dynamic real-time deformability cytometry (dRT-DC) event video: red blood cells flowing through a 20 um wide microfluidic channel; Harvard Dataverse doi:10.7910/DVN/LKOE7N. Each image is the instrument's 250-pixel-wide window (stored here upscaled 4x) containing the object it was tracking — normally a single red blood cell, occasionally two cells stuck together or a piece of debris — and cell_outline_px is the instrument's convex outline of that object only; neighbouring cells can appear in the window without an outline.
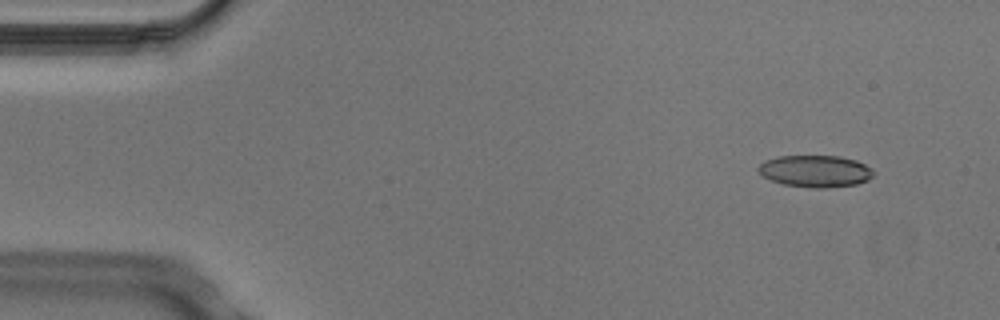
{"species": "Egyptian fruit bat (a non-hibernating species)", "species_latin": "Rousettus aegyptiacus", "temperature_condition": "cold", "stored_images_in_passage": 5, "camera_frame_rate_fps": 3000, "um_per_image_px": 0.085, "animal": {"sex": "male"}, "frame": {"image": 1, "passage_image": 1, "time_ms": 0.0, "image_size_px": [1000, 320], "cell_outline_px": [[872, 176], [868, 180], [856, 184], [824, 188], [812, 188], [784, 184], [772, 180], [764, 176], [756, 168], [764, 160], [780, 156], [840, 156], [856, 160], [864, 164], [872, 172]], "centroid_in_image_um": [69.28, 14.54], "position_along_channel_um": 15.7, "area_um2": 21.15}}